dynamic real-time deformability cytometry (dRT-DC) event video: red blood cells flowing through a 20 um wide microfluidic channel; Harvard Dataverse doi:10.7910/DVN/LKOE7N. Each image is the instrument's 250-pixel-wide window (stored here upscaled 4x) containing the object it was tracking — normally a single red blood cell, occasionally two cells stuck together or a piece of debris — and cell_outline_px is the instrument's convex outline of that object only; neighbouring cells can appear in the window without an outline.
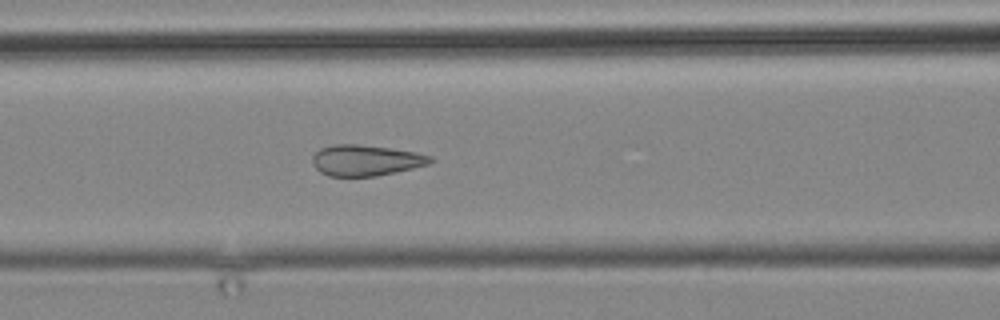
{"species": "common noctule bat (a hibernating species)", "species_latin": "Nyctalus noctula", "temperature_condition": "cold", "stored_images_in_passage": 12, "camera_frame_rate_fps": 3000, "um_per_image_px": 0.085, "animal": {"sex": "male", "body_mass_g": 19.2, "forearm_length_mm": 51.8}, "frame": {"image": 1, "passage_image": 12, "time_ms": 13.667, "image_size_px": [1000, 320], "cell_outline_px": [[436, 160], [428, 164], [396, 172], [376, 176], [328, 176], [320, 172], [312, 164], [312, 156], [320, 148], [336, 144], [356, 144], [388, 148], [416, 152], [432, 156]], "centroid_in_image_um": [31.09, 13.63], "position_along_channel_um": 135.5, "area_um2": 21.21}}